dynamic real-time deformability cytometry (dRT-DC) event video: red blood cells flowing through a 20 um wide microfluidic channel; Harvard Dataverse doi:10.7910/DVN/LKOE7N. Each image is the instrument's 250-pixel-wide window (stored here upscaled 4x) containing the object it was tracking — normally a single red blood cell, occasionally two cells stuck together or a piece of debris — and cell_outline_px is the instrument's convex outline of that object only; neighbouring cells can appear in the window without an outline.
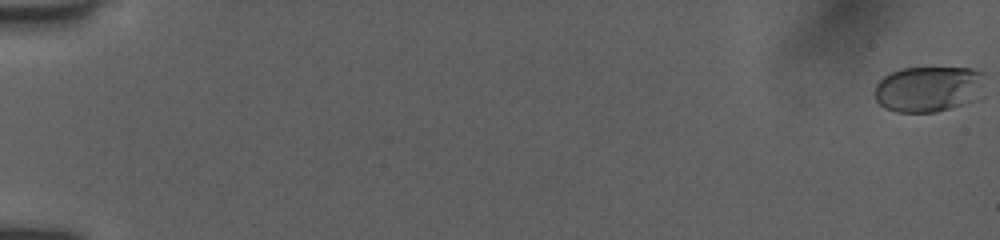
{"species": "human", "species_latin": "Homo sapiens", "temperature_condition": "room temperature", "stored_images_in_passage": 17, "camera_frame_rate_fps": 3000, "um_per_image_px": 0.085, "donor": {"sex": "female"}, "frame": {"image": 1, "passage_image": 1, "time_ms": 0.0, "image_size_px": [1000, 240], "cell_outline_px": [[984, 96], [976, 100], [952, 108], [936, 112], [896, 112], [884, 108], [876, 100], [872, 92], [876, 84], [884, 76], [892, 72], [904, 68], [972, 68], [980, 72]], "centroid_in_image_um": [78.91, 7.58], "position_along_channel_um": 6.1, "area_um2": 29.71}}
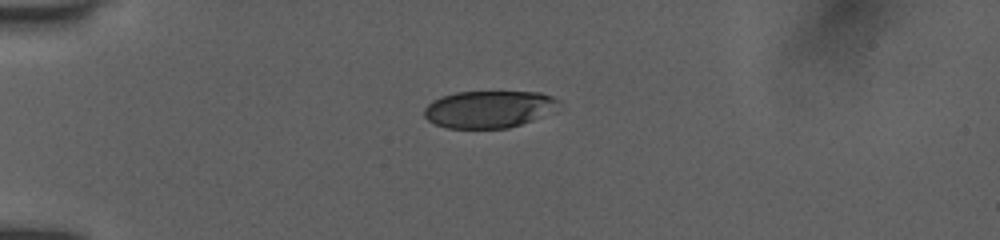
{"frame": {"image": 2, "passage_image": 13, "time_ms": 5.0, "image_size_px": [1000, 240], "cell_outline_px": [[560, 100], [540, 116], [532, 120], [508, 128], [448, 128], [436, 124], [428, 120], [424, 116], [424, 108], [432, 100], [456, 92], [540, 92], [552, 96]], "centroid_in_image_um": [41.46, 9.28], "position_along_channel_um": 43.5, "area_um2": 28.5}}
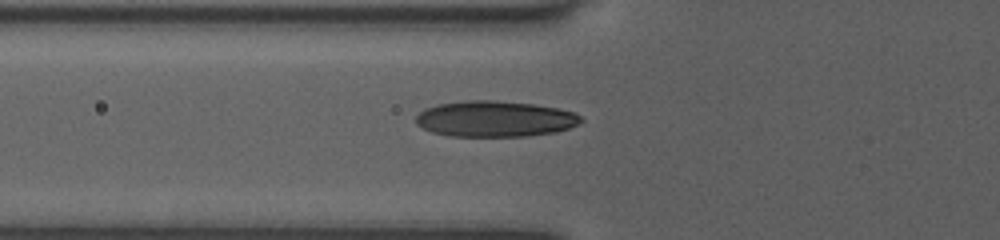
{"frame": {"image": 3, "passage_image": 17, "time_ms": 7.0, "image_size_px": [1000, 240], "cell_outline_px": [[584, 120], [580, 124], [556, 132], [528, 136], [448, 136], [432, 132], [416, 124], [416, 116], [424, 108], [436, 104], [468, 100], [492, 100], [532, 104], [556, 108], [576, 112]], "centroid_in_image_um": [42.07, 10.1], "position_along_channel_um": 83.7, "area_um2": 34.68}}